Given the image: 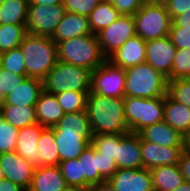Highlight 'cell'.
I'll use <instances>...</instances> for the list:
<instances>
[{"mask_svg": "<svg viewBox=\"0 0 190 191\" xmlns=\"http://www.w3.org/2000/svg\"><path fill=\"white\" fill-rule=\"evenodd\" d=\"M86 111L93 135L126 134L129 132L125 121L123 98H109L89 93Z\"/></svg>", "mask_w": 190, "mask_h": 191, "instance_id": "obj_1", "label": "cell"}, {"mask_svg": "<svg viewBox=\"0 0 190 191\" xmlns=\"http://www.w3.org/2000/svg\"><path fill=\"white\" fill-rule=\"evenodd\" d=\"M20 49L25 59L27 77L43 80L58 61L57 44L52 37L27 33Z\"/></svg>", "mask_w": 190, "mask_h": 191, "instance_id": "obj_2", "label": "cell"}, {"mask_svg": "<svg viewBox=\"0 0 190 191\" xmlns=\"http://www.w3.org/2000/svg\"><path fill=\"white\" fill-rule=\"evenodd\" d=\"M106 59L95 34L57 43V60L61 62L93 71Z\"/></svg>", "mask_w": 190, "mask_h": 191, "instance_id": "obj_3", "label": "cell"}, {"mask_svg": "<svg viewBox=\"0 0 190 191\" xmlns=\"http://www.w3.org/2000/svg\"><path fill=\"white\" fill-rule=\"evenodd\" d=\"M124 70L125 97L156 98L167 94V77L147 62Z\"/></svg>", "mask_w": 190, "mask_h": 191, "instance_id": "obj_4", "label": "cell"}, {"mask_svg": "<svg viewBox=\"0 0 190 191\" xmlns=\"http://www.w3.org/2000/svg\"><path fill=\"white\" fill-rule=\"evenodd\" d=\"M92 71L57 61L43 79L45 92L57 94L65 91H91Z\"/></svg>", "mask_w": 190, "mask_h": 191, "instance_id": "obj_5", "label": "cell"}, {"mask_svg": "<svg viewBox=\"0 0 190 191\" xmlns=\"http://www.w3.org/2000/svg\"><path fill=\"white\" fill-rule=\"evenodd\" d=\"M125 121L129 132L164 120L165 96L156 98L124 97Z\"/></svg>", "mask_w": 190, "mask_h": 191, "instance_id": "obj_6", "label": "cell"}, {"mask_svg": "<svg viewBox=\"0 0 190 191\" xmlns=\"http://www.w3.org/2000/svg\"><path fill=\"white\" fill-rule=\"evenodd\" d=\"M136 35L145 41L169 36L172 19L166 6L144 3L133 15Z\"/></svg>", "mask_w": 190, "mask_h": 191, "instance_id": "obj_7", "label": "cell"}, {"mask_svg": "<svg viewBox=\"0 0 190 191\" xmlns=\"http://www.w3.org/2000/svg\"><path fill=\"white\" fill-rule=\"evenodd\" d=\"M109 98L125 97V70L106 59L92 71L91 91Z\"/></svg>", "mask_w": 190, "mask_h": 191, "instance_id": "obj_8", "label": "cell"}, {"mask_svg": "<svg viewBox=\"0 0 190 191\" xmlns=\"http://www.w3.org/2000/svg\"><path fill=\"white\" fill-rule=\"evenodd\" d=\"M65 12L63 5H29L26 23L27 33L51 37Z\"/></svg>", "mask_w": 190, "mask_h": 191, "instance_id": "obj_9", "label": "cell"}, {"mask_svg": "<svg viewBox=\"0 0 190 191\" xmlns=\"http://www.w3.org/2000/svg\"><path fill=\"white\" fill-rule=\"evenodd\" d=\"M104 56L108 59L128 39L136 35L134 18L122 15L96 34Z\"/></svg>", "mask_w": 190, "mask_h": 191, "instance_id": "obj_10", "label": "cell"}, {"mask_svg": "<svg viewBox=\"0 0 190 191\" xmlns=\"http://www.w3.org/2000/svg\"><path fill=\"white\" fill-rule=\"evenodd\" d=\"M176 52L177 48L173 45L169 36L149 40L146 41L145 62L170 80V73Z\"/></svg>", "mask_w": 190, "mask_h": 191, "instance_id": "obj_11", "label": "cell"}, {"mask_svg": "<svg viewBox=\"0 0 190 191\" xmlns=\"http://www.w3.org/2000/svg\"><path fill=\"white\" fill-rule=\"evenodd\" d=\"M0 167L4 173V179H8L18 184L26 191L31 185L35 166L15 150L0 154Z\"/></svg>", "mask_w": 190, "mask_h": 191, "instance_id": "obj_12", "label": "cell"}, {"mask_svg": "<svg viewBox=\"0 0 190 191\" xmlns=\"http://www.w3.org/2000/svg\"><path fill=\"white\" fill-rule=\"evenodd\" d=\"M108 183L115 191H154L149 169H117Z\"/></svg>", "mask_w": 190, "mask_h": 191, "instance_id": "obj_13", "label": "cell"}, {"mask_svg": "<svg viewBox=\"0 0 190 191\" xmlns=\"http://www.w3.org/2000/svg\"><path fill=\"white\" fill-rule=\"evenodd\" d=\"M183 146L165 147L153 142L141 140L143 168L151 170L158 166L178 165Z\"/></svg>", "mask_w": 190, "mask_h": 191, "instance_id": "obj_14", "label": "cell"}, {"mask_svg": "<svg viewBox=\"0 0 190 191\" xmlns=\"http://www.w3.org/2000/svg\"><path fill=\"white\" fill-rule=\"evenodd\" d=\"M117 169L143 168L141 139L138 133L117 134Z\"/></svg>", "mask_w": 190, "mask_h": 191, "instance_id": "obj_15", "label": "cell"}, {"mask_svg": "<svg viewBox=\"0 0 190 191\" xmlns=\"http://www.w3.org/2000/svg\"><path fill=\"white\" fill-rule=\"evenodd\" d=\"M60 162L76 159L91 144L93 132L54 131Z\"/></svg>", "mask_w": 190, "mask_h": 191, "instance_id": "obj_16", "label": "cell"}, {"mask_svg": "<svg viewBox=\"0 0 190 191\" xmlns=\"http://www.w3.org/2000/svg\"><path fill=\"white\" fill-rule=\"evenodd\" d=\"M43 91V80L26 77L20 85L6 93L3 105L35 106Z\"/></svg>", "mask_w": 190, "mask_h": 191, "instance_id": "obj_17", "label": "cell"}, {"mask_svg": "<svg viewBox=\"0 0 190 191\" xmlns=\"http://www.w3.org/2000/svg\"><path fill=\"white\" fill-rule=\"evenodd\" d=\"M44 129L37 122L18 130L15 152L35 167L40 166V155L37 144L40 134Z\"/></svg>", "mask_w": 190, "mask_h": 191, "instance_id": "obj_18", "label": "cell"}, {"mask_svg": "<svg viewBox=\"0 0 190 191\" xmlns=\"http://www.w3.org/2000/svg\"><path fill=\"white\" fill-rule=\"evenodd\" d=\"M146 59V41L135 35L128 39L108 60L120 68L128 67L145 62Z\"/></svg>", "mask_w": 190, "mask_h": 191, "instance_id": "obj_19", "label": "cell"}, {"mask_svg": "<svg viewBox=\"0 0 190 191\" xmlns=\"http://www.w3.org/2000/svg\"><path fill=\"white\" fill-rule=\"evenodd\" d=\"M92 34L88 17L81 14L65 12L54 34L51 36L56 42Z\"/></svg>", "mask_w": 190, "mask_h": 191, "instance_id": "obj_20", "label": "cell"}, {"mask_svg": "<svg viewBox=\"0 0 190 191\" xmlns=\"http://www.w3.org/2000/svg\"><path fill=\"white\" fill-rule=\"evenodd\" d=\"M141 140L156 143L161 146H183V135L172 128L164 120L146 126L138 132Z\"/></svg>", "mask_w": 190, "mask_h": 191, "instance_id": "obj_21", "label": "cell"}, {"mask_svg": "<svg viewBox=\"0 0 190 191\" xmlns=\"http://www.w3.org/2000/svg\"><path fill=\"white\" fill-rule=\"evenodd\" d=\"M67 186L58 166H37L27 191H62Z\"/></svg>", "mask_w": 190, "mask_h": 191, "instance_id": "obj_22", "label": "cell"}, {"mask_svg": "<svg viewBox=\"0 0 190 191\" xmlns=\"http://www.w3.org/2000/svg\"><path fill=\"white\" fill-rule=\"evenodd\" d=\"M37 120L44 128L55 127L65 112L58 103L55 94L43 91L35 104Z\"/></svg>", "mask_w": 190, "mask_h": 191, "instance_id": "obj_23", "label": "cell"}, {"mask_svg": "<svg viewBox=\"0 0 190 191\" xmlns=\"http://www.w3.org/2000/svg\"><path fill=\"white\" fill-rule=\"evenodd\" d=\"M150 171L154 191H173L185 181L179 165L158 166Z\"/></svg>", "mask_w": 190, "mask_h": 191, "instance_id": "obj_24", "label": "cell"}, {"mask_svg": "<svg viewBox=\"0 0 190 191\" xmlns=\"http://www.w3.org/2000/svg\"><path fill=\"white\" fill-rule=\"evenodd\" d=\"M164 121L184 135L190 129V108L165 95Z\"/></svg>", "mask_w": 190, "mask_h": 191, "instance_id": "obj_25", "label": "cell"}, {"mask_svg": "<svg viewBox=\"0 0 190 191\" xmlns=\"http://www.w3.org/2000/svg\"><path fill=\"white\" fill-rule=\"evenodd\" d=\"M78 161L81 163V176H85L86 189L91 184L107 181L99 173V152H97L91 144H89L78 156Z\"/></svg>", "mask_w": 190, "mask_h": 191, "instance_id": "obj_26", "label": "cell"}, {"mask_svg": "<svg viewBox=\"0 0 190 191\" xmlns=\"http://www.w3.org/2000/svg\"><path fill=\"white\" fill-rule=\"evenodd\" d=\"M0 116L18 129L38 122L35 106L2 105Z\"/></svg>", "mask_w": 190, "mask_h": 191, "instance_id": "obj_27", "label": "cell"}, {"mask_svg": "<svg viewBox=\"0 0 190 191\" xmlns=\"http://www.w3.org/2000/svg\"><path fill=\"white\" fill-rule=\"evenodd\" d=\"M28 0H7L0 5V25H26Z\"/></svg>", "mask_w": 190, "mask_h": 191, "instance_id": "obj_28", "label": "cell"}, {"mask_svg": "<svg viewBox=\"0 0 190 191\" xmlns=\"http://www.w3.org/2000/svg\"><path fill=\"white\" fill-rule=\"evenodd\" d=\"M122 16L108 0H101L97 7L89 14L88 21L92 34L99 33Z\"/></svg>", "mask_w": 190, "mask_h": 191, "instance_id": "obj_29", "label": "cell"}, {"mask_svg": "<svg viewBox=\"0 0 190 191\" xmlns=\"http://www.w3.org/2000/svg\"><path fill=\"white\" fill-rule=\"evenodd\" d=\"M37 149L40 155V166H58L60 155L55 141L53 128H45L39 137Z\"/></svg>", "mask_w": 190, "mask_h": 191, "instance_id": "obj_30", "label": "cell"}, {"mask_svg": "<svg viewBox=\"0 0 190 191\" xmlns=\"http://www.w3.org/2000/svg\"><path fill=\"white\" fill-rule=\"evenodd\" d=\"M52 128L54 131L92 132L86 110L65 113L59 123Z\"/></svg>", "mask_w": 190, "mask_h": 191, "instance_id": "obj_31", "label": "cell"}, {"mask_svg": "<svg viewBox=\"0 0 190 191\" xmlns=\"http://www.w3.org/2000/svg\"><path fill=\"white\" fill-rule=\"evenodd\" d=\"M26 34V25H0V51L3 53L20 47Z\"/></svg>", "mask_w": 190, "mask_h": 191, "instance_id": "obj_32", "label": "cell"}, {"mask_svg": "<svg viewBox=\"0 0 190 191\" xmlns=\"http://www.w3.org/2000/svg\"><path fill=\"white\" fill-rule=\"evenodd\" d=\"M90 92L65 91L55 94L59 105L65 113L86 110L87 98Z\"/></svg>", "mask_w": 190, "mask_h": 191, "instance_id": "obj_33", "label": "cell"}, {"mask_svg": "<svg viewBox=\"0 0 190 191\" xmlns=\"http://www.w3.org/2000/svg\"><path fill=\"white\" fill-rule=\"evenodd\" d=\"M67 185L85 188V176H81V163L76 159L61 161L58 165Z\"/></svg>", "mask_w": 190, "mask_h": 191, "instance_id": "obj_34", "label": "cell"}, {"mask_svg": "<svg viewBox=\"0 0 190 191\" xmlns=\"http://www.w3.org/2000/svg\"><path fill=\"white\" fill-rule=\"evenodd\" d=\"M0 66L14 74L26 75L25 59L20 47L3 52Z\"/></svg>", "mask_w": 190, "mask_h": 191, "instance_id": "obj_35", "label": "cell"}, {"mask_svg": "<svg viewBox=\"0 0 190 191\" xmlns=\"http://www.w3.org/2000/svg\"><path fill=\"white\" fill-rule=\"evenodd\" d=\"M167 95L190 108V78L168 80Z\"/></svg>", "mask_w": 190, "mask_h": 191, "instance_id": "obj_36", "label": "cell"}, {"mask_svg": "<svg viewBox=\"0 0 190 191\" xmlns=\"http://www.w3.org/2000/svg\"><path fill=\"white\" fill-rule=\"evenodd\" d=\"M91 145L95 150L107 158L116 159L117 156V134L93 135Z\"/></svg>", "mask_w": 190, "mask_h": 191, "instance_id": "obj_37", "label": "cell"}, {"mask_svg": "<svg viewBox=\"0 0 190 191\" xmlns=\"http://www.w3.org/2000/svg\"><path fill=\"white\" fill-rule=\"evenodd\" d=\"M190 78V49H177L170 80Z\"/></svg>", "mask_w": 190, "mask_h": 191, "instance_id": "obj_38", "label": "cell"}, {"mask_svg": "<svg viewBox=\"0 0 190 191\" xmlns=\"http://www.w3.org/2000/svg\"><path fill=\"white\" fill-rule=\"evenodd\" d=\"M18 130L0 116V154L15 150Z\"/></svg>", "mask_w": 190, "mask_h": 191, "instance_id": "obj_39", "label": "cell"}, {"mask_svg": "<svg viewBox=\"0 0 190 191\" xmlns=\"http://www.w3.org/2000/svg\"><path fill=\"white\" fill-rule=\"evenodd\" d=\"M101 0H64L63 6L67 12L88 17Z\"/></svg>", "mask_w": 190, "mask_h": 191, "instance_id": "obj_40", "label": "cell"}, {"mask_svg": "<svg viewBox=\"0 0 190 191\" xmlns=\"http://www.w3.org/2000/svg\"><path fill=\"white\" fill-rule=\"evenodd\" d=\"M169 37L177 49H190V28H182L171 24Z\"/></svg>", "mask_w": 190, "mask_h": 191, "instance_id": "obj_41", "label": "cell"}, {"mask_svg": "<svg viewBox=\"0 0 190 191\" xmlns=\"http://www.w3.org/2000/svg\"><path fill=\"white\" fill-rule=\"evenodd\" d=\"M26 77V75L14 74L0 66V84L2 88H4L5 95L10 92V89L14 88L16 85H20Z\"/></svg>", "mask_w": 190, "mask_h": 191, "instance_id": "obj_42", "label": "cell"}, {"mask_svg": "<svg viewBox=\"0 0 190 191\" xmlns=\"http://www.w3.org/2000/svg\"><path fill=\"white\" fill-rule=\"evenodd\" d=\"M121 15L133 16L144 4L142 0H108Z\"/></svg>", "mask_w": 190, "mask_h": 191, "instance_id": "obj_43", "label": "cell"}, {"mask_svg": "<svg viewBox=\"0 0 190 191\" xmlns=\"http://www.w3.org/2000/svg\"><path fill=\"white\" fill-rule=\"evenodd\" d=\"M99 173L108 180L117 171V166L113 158H107L99 153Z\"/></svg>", "mask_w": 190, "mask_h": 191, "instance_id": "obj_44", "label": "cell"}, {"mask_svg": "<svg viewBox=\"0 0 190 191\" xmlns=\"http://www.w3.org/2000/svg\"><path fill=\"white\" fill-rule=\"evenodd\" d=\"M166 8L173 20L178 15L190 10V0H173L166 5Z\"/></svg>", "mask_w": 190, "mask_h": 191, "instance_id": "obj_45", "label": "cell"}, {"mask_svg": "<svg viewBox=\"0 0 190 191\" xmlns=\"http://www.w3.org/2000/svg\"><path fill=\"white\" fill-rule=\"evenodd\" d=\"M178 165L184 180L190 182V152L182 151Z\"/></svg>", "mask_w": 190, "mask_h": 191, "instance_id": "obj_46", "label": "cell"}, {"mask_svg": "<svg viewBox=\"0 0 190 191\" xmlns=\"http://www.w3.org/2000/svg\"><path fill=\"white\" fill-rule=\"evenodd\" d=\"M172 21H173L172 23L175 26L182 28H190V10L185 11V13L178 15Z\"/></svg>", "mask_w": 190, "mask_h": 191, "instance_id": "obj_47", "label": "cell"}, {"mask_svg": "<svg viewBox=\"0 0 190 191\" xmlns=\"http://www.w3.org/2000/svg\"><path fill=\"white\" fill-rule=\"evenodd\" d=\"M0 191H26V190L8 179H2L0 180Z\"/></svg>", "mask_w": 190, "mask_h": 191, "instance_id": "obj_48", "label": "cell"}, {"mask_svg": "<svg viewBox=\"0 0 190 191\" xmlns=\"http://www.w3.org/2000/svg\"><path fill=\"white\" fill-rule=\"evenodd\" d=\"M86 191H115L112 186L108 183V181L91 184Z\"/></svg>", "mask_w": 190, "mask_h": 191, "instance_id": "obj_49", "label": "cell"}, {"mask_svg": "<svg viewBox=\"0 0 190 191\" xmlns=\"http://www.w3.org/2000/svg\"><path fill=\"white\" fill-rule=\"evenodd\" d=\"M29 5H45V6H53V5H63L64 0H28Z\"/></svg>", "mask_w": 190, "mask_h": 191, "instance_id": "obj_50", "label": "cell"}, {"mask_svg": "<svg viewBox=\"0 0 190 191\" xmlns=\"http://www.w3.org/2000/svg\"><path fill=\"white\" fill-rule=\"evenodd\" d=\"M183 150L190 152V129L183 135Z\"/></svg>", "mask_w": 190, "mask_h": 191, "instance_id": "obj_51", "label": "cell"}, {"mask_svg": "<svg viewBox=\"0 0 190 191\" xmlns=\"http://www.w3.org/2000/svg\"><path fill=\"white\" fill-rule=\"evenodd\" d=\"M173 191H190V182L184 181L179 187Z\"/></svg>", "mask_w": 190, "mask_h": 191, "instance_id": "obj_52", "label": "cell"}, {"mask_svg": "<svg viewBox=\"0 0 190 191\" xmlns=\"http://www.w3.org/2000/svg\"><path fill=\"white\" fill-rule=\"evenodd\" d=\"M62 191H86V188L81 187V186H73V185H68L65 189Z\"/></svg>", "mask_w": 190, "mask_h": 191, "instance_id": "obj_53", "label": "cell"}, {"mask_svg": "<svg viewBox=\"0 0 190 191\" xmlns=\"http://www.w3.org/2000/svg\"><path fill=\"white\" fill-rule=\"evenodd\" d=\"M5 99L4 88L0 84V107L3 105Z\"/></svg>", "mask_w": 190, "mask_h": 191, "instance_id": "obj_54", "label": "cell"}, {"mask_svg": "<svg viewBox=\"0 0 190 191\" xmlns=\"http://www.w3.org/2000/svg\"><path fill=\"white\" fill-rule=\"evenodd\" d=\"M171 1L173 0H159V4L160 5H163V6H166L168 3H170Z\"/></svg>", "mask_w": 190, "mask_h": 191, "instance_id": "obj_55", "label": "cell"}, {"mask_svg": "<svg viewBox=\"0 0 190 191\" xmlns=\"http://www.w3.org/2000/svg\"><path fill=\"white\" fill-rule=\"evenodd\" d=\"M144 3H157L159 4V0H142Z\"/></svg>", "mask_w": 190, "mask_h": 191, "instance_id": "obj_56", "label": "cell"}, {"mask_svg": "<svg viewBox=\"0 0 190 191\" xmlns=\"http://www.w3.org/2000/svg\"><path fill=\"white\" fill-rule=\"evenodd\" d=\"M4 179V173L2 171V168L0 167V180Z\"/></svg>", "mask_w": 190, "mask_h": 191, "instance_id": "obj_57", "label": "cell"}, {"mask_svg": "<svg viewBox=\"0 0 190 191\" xmlns=\"http://www.w3.org/2000/svg\"><path fill=\"white\" fill-rule=\"evenodd\" d=\"M5 1H7V0H0V5H1L2 3H4Z\"/></svg>", "mask_w": 190, "mask_h": 191, "instance_id": "obj_58", "label": "cell"}]
</instances>
